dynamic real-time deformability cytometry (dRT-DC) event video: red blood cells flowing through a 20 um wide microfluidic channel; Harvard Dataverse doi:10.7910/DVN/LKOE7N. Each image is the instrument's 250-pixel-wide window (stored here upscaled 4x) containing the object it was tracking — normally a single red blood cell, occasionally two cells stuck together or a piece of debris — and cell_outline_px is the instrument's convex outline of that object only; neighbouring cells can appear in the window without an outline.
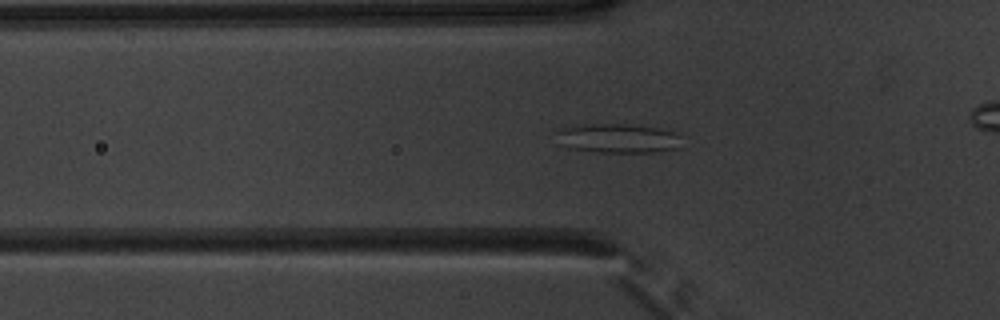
{"species": "common noctule bat (a hibernating species)", "species_latin": "Nyctalus noctula", "temperature_condition": "warm", "stored_images_in_passage": 52, "camera_frame_rate_fps": 3000, "um_per_image_px": 0.085, "animal": {"sex": "male", "body_mass_g": 20.1, "forearm_length_mm": 53.5}, "frame": {"image": 1, "passage_image": 17, "time_ms": 5.333, "image_size_px": [1000, 320], "cell_outline_px": [[680, 136], [676, 148], [652, 152], [596, 152], [572, 148], [556, 144], [552, 128], [584, 124], [628, 124], [656, 128], [676, 132]], "centroid_in_image_um": [52.33, 11.74], "position_along_channel_um": 73.5, "area_um2": 21.73}}
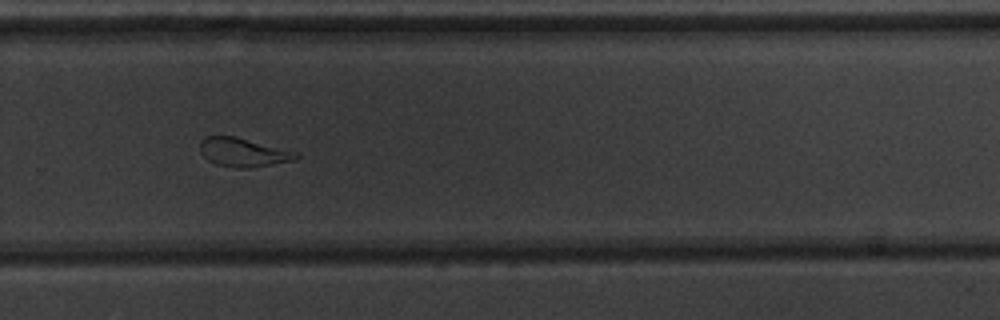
{"frame": {"image": 2, "passage_image": 35, "time_ms": 11.333, "image_size_px": [1000, 320], "cell_outline_px": [[300, 156], [296, 160], [248, 168], [236, 168], [216, 164], [208, 160], [200, 152], [200, 140], [204, 136], [236, 136], [300, 152]], "centroid_in_image_um": [20.7, 12.94], "position_along_channel_um": 309.1, "area_um2": 16.36}}
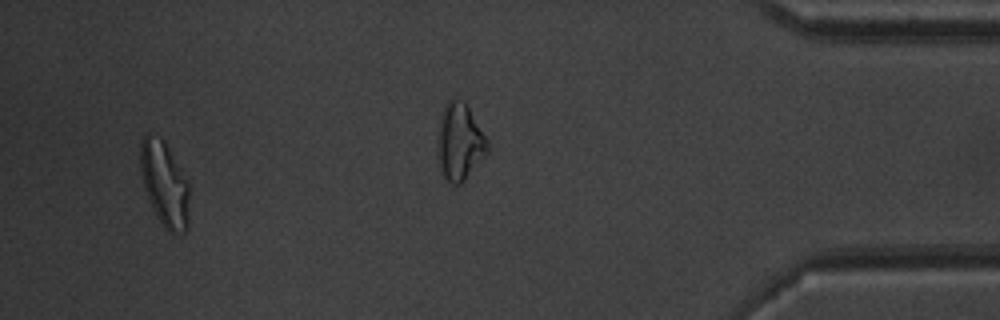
{"frame": {"image": 3, "passage_image": 49, "time_ms": 16.0, "image_size_px": [1000, 320], "cell_outline_px": [[188, 228], [184, 232], [172, 236], [164, 228], [156, 216], [144, 188], [140, 172], [140, 144], [144, 136], [148, 132], [160, 136], [164, 140], [180, 168], [188, 184]], "centroid_in_image_um": [13.97, 15.65], "position_along_channel_um": 421.2, "area_um2": 24.39}, "authors_computed_cell_mechanics": {"area_um2": 21.3571, "velocity_mm_per_s": 3.9301, "shape_relaxation_time_tau1_ms": null, "shape_relaxation_time_tau2_ms": 2.1397, "deformation_change_tau1": null, "deformation_change_tau2": 0.1056}}